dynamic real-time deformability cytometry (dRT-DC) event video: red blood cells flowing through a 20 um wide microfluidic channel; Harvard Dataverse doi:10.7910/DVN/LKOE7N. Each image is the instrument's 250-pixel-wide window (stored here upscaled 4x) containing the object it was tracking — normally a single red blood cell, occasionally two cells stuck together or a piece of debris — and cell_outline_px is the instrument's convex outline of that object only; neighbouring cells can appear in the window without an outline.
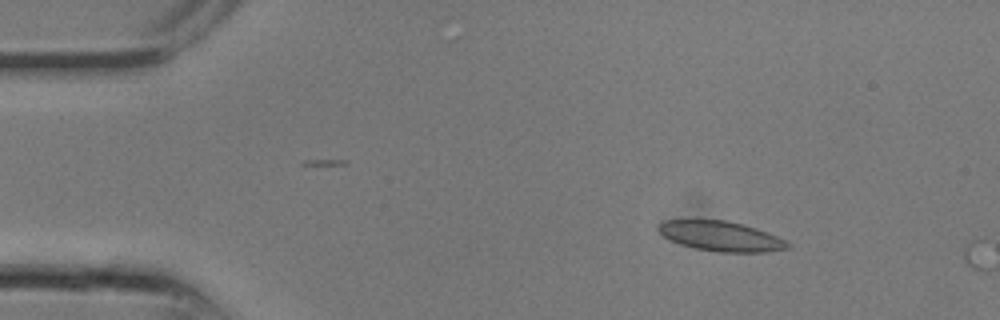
{"species": "common noctule bat (a hibernating species)", "species_latin": "Nyctalus noctula", "temperature_condition": "room temperature", "stored_images_in_passage": 5, "camera_frame_rate_fps": 3000, "um_per_image_px": 0.085, "animal": {"sex": "male", "body_mass_g": 13.3}, "frame": {"image": 1, "passage_image": 4, "time_ms": 1.0, "image_size_px": [1000, 320], "cell_outline_px": [[792, 244], [788, 248], [764, 252], [720, 252], [696, 248], [680, 244], [664, 236], [656, 228], [664, 220], [728, 220], [744, 224], [768, 232]], "centroid_in_image_um": [61.29, 20.07], "position_along_channel_um": 23.7, "area_um2": 22.37}}